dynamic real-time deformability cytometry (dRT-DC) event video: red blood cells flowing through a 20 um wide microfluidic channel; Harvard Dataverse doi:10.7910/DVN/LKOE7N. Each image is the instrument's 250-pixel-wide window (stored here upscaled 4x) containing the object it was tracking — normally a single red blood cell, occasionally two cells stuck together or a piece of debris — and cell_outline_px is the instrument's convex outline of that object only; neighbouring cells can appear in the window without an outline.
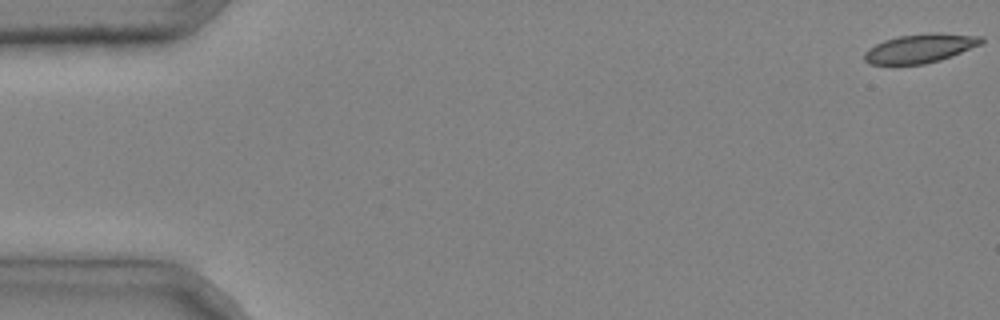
{"species": "common noctule bat (a hibernating species)", "species_latin": "Nyctalus noctula", "temperature_condition": "cold", "stored_images_in_passage": 6, "camera_frame_rate_fps": 3000, "um_per_image_px": 0.085, "animal": {"sex": "male", "body_mass_g": 20.4}, "frame": {"image": 1, "passage_image": 1, "time_ms": 0.0, "image_size_px": [1000, 320], "cell_outline_px": [[984, 40], [980, 44], [952, 56], [940, 60], [924, 64], [868, 64], [864, 60], [864, 52], [868, 48], [884, 40], [900, 36], [932, 32], [936, 32], [984, 36]], "centroid_in_image_um": [78.21, 4.1], "position_along_channel_um": 6.8, "area_um2": 19.71}}
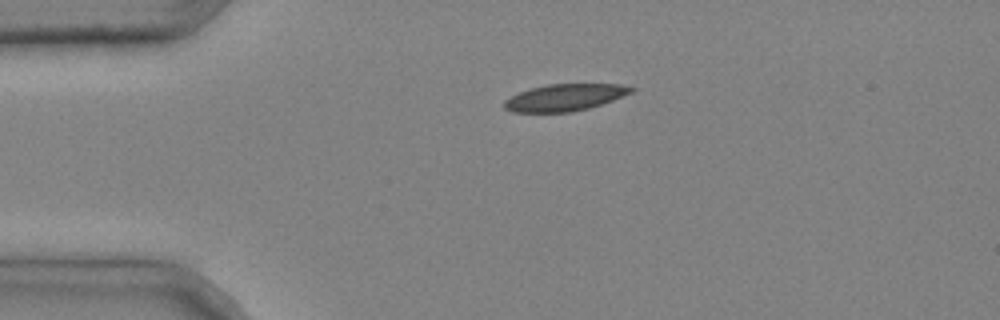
{"frame": {"image": 2, "passage_image": 4, "time_ms": 1.0, "image_size_px": [1000, 320], "cell_outline_px": [[636, 88], [632, 92], [612, 100], [588, 108], [572, 112], [512, 112], [504, 108], [504, 100], [520, 92], [532, 88], [548, 84], [620, 84]], "centroid_in_image_um": [48.0, 8.28], "position_along_channel_um": 37.0, "area_um2": 19.65}}